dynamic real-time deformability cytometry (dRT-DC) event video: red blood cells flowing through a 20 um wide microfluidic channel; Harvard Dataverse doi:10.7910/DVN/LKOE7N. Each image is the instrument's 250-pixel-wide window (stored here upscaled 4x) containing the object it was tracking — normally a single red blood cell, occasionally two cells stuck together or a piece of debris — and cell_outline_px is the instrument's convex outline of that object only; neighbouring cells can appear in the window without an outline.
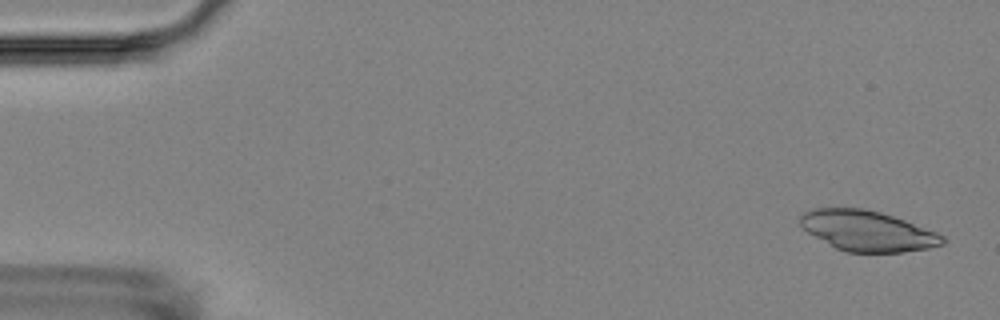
{"species": "Egyptian fruit bat (a non-hibernating species)", "species_latin": "Rousettus aegyptiacus", "temperature_condition": "room temperature", "stored_images_in_passage": 6, "camera_frame_rate_fps": 3000, "um_per_image_px": 0.085, "animal": {"sex": "female"}, "frame": {"image": 1, "passage_image": 1, "time_ms": 0.0, "image_size_px": [1000, 320], "cell_outline_px": [[944, 244], [928, 248], [900, 252], [848, 252], [836, 248], [808, 232], [800, 224], [800, 216], [804, 212], [816, 208], [864, 208], [880, 212], [904, 220], [936, 232], [944, 236]], "centroid_in_image_um": [73.73, 19.62], "position_along_channel_um": 11.3, "area_um2": 33.06}}